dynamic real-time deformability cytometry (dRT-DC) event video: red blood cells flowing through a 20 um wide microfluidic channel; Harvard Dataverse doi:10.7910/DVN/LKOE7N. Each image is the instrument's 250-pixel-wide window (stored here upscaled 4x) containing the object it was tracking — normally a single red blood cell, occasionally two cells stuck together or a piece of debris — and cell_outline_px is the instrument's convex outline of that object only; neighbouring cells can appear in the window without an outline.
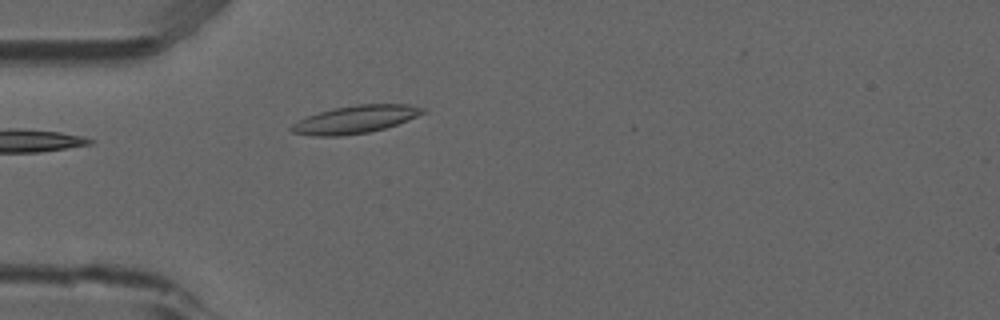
{"species": "common noctule bat (a hibernating species)", "species_latin": "Nyctalus noctula", "temperature_condition": "room temperature", "stored_images_in_passage": 37, "camera_frame_rate_fps": 3000, "um_per_image_px": 0.085, "animal": {"sex": "male", "forearm_length_mm": 52.5}, "frame": {"image": 1, "passage_image": 1, "time_ms": 0.0, "image_size_px": [1000, 320], "cell_outline_px": [[428, 112], [408, 120], [384, 128], [368, 132], [340, 136], [312, 136], [292, 132], [288, 128], [296, 120], [332, 108], [356, 104], [408, 104], [428, 108]], "centroid_in_image_um": [30.22, 10.14], "position_along_channel_um": 54.8, "area_um2": 21.44}}
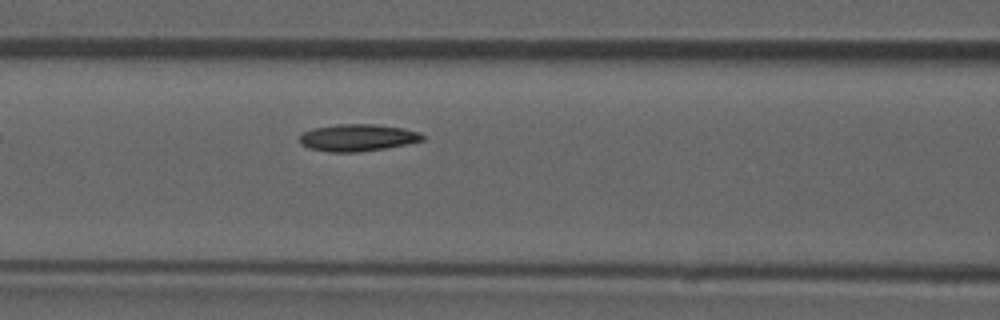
{"frame": {"image": 2, "passage_image": 8, "time_ms": 2.333, "image_size_px": [1000, 320], "cell_outline_px": [[424, 140], [408, 144], [384, 148], [356, 152], [328, 152], [308, 148], [300, 144], [300, 136], [304, 132], [312, 128], [336, 124], [372, 124], [404, 128], [420, 132], [424, 136]], "centroid_in_image_um": [30.39, 11.7], "position_along_channel_um": 136.2, "area_um2": 19.42}}
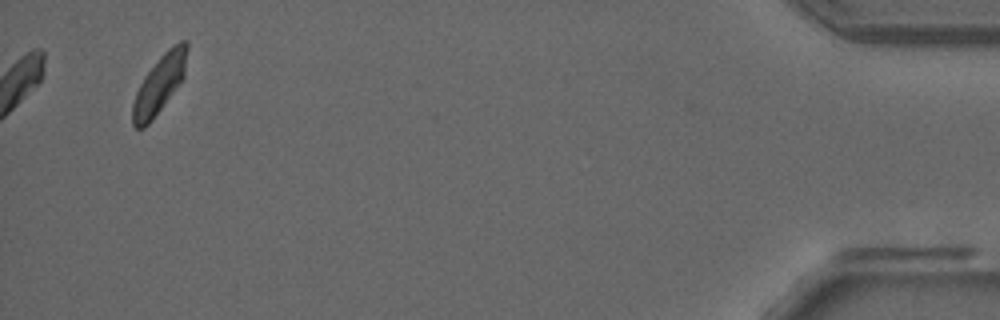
{"frame": {"image": 3, "passage_image": 37, "time_ms": 12.0, "image_size_px": [1000, 320], "cell_outline_px": [[188, 48], [184, 76], [152, 120], [144, 128], [136, 128], [132, 124], [132, 104], [136, 92], [144, 76], [160, 56], [172, 44], [180, 40], [184, 40], [188, 44]], "centroid_in_image_um": [13.54, 7.13], "position_along_channel_um": 421.7, "area_um2": 18.21}, "authors_computed_cell_mechanics": {"area_um2": 18.7272, "velocity_mm_per_s": 3.8049, "shape_relaxation_time_tau1_ms": 4.7044, "shape_relaxation_time_tau2_ms": null, "deformation_change_tau1": 0.1362, "deformation_change_tau2": null}}